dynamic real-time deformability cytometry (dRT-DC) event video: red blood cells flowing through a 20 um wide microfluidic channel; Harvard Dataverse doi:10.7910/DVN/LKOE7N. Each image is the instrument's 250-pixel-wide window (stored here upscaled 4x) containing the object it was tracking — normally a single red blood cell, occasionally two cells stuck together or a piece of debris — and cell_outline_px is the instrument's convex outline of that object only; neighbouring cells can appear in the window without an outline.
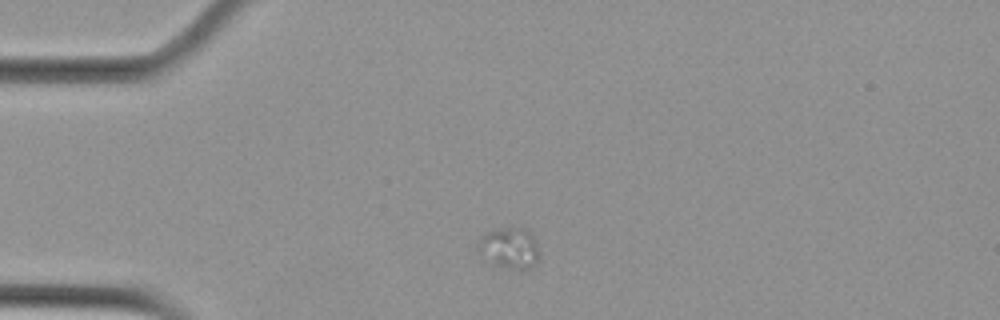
{"species": "Egyptian fruit bat (a non-hibernating species)", "species_latin": "Rousettus aegyptiacus", "temperature_condition": "cold", "stored_images_in_passage": 2, "camera_frame_rate_fps": 3000, "um_per_image_px": 0.085, "animal": {"sex": "female"}, "frame": {"image": 1, "passage_image": 2, "time_ms": 0.333, "image_size_px": [1000, 320], "cell_outline_px": [[536, 264], [524, 272], [508, 268], [496, 264], [476, 252], [480, 236], [496, 228], [528, 228], [536, 244]], "centroid_in_image_um": [43.27, 21.09], "position_along_channel_um": 41.7, "area_um2": 14.57}}